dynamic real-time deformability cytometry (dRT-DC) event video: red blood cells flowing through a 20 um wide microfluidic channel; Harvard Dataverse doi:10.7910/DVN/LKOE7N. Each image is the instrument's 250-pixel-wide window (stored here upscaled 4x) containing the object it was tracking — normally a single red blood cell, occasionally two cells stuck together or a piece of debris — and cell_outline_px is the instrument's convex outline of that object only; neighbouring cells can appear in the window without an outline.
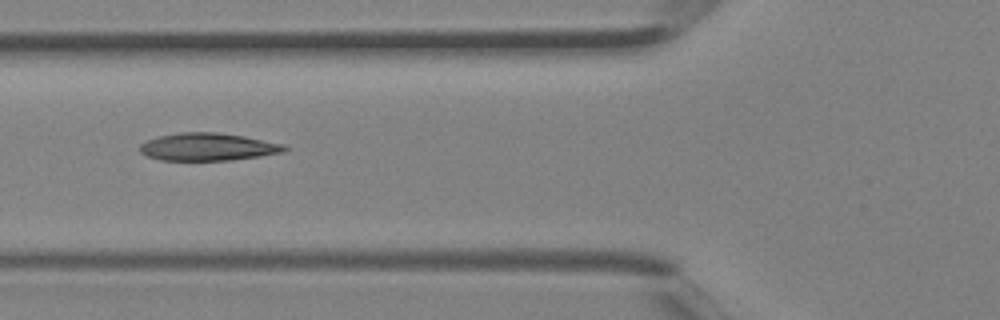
{"species": "Egyptian fruit bat (a non-hibernating species)", "species_latin": "Rousettus aegyptiacus", "temperature_condition": "room temperature", "stored_images_in_passage": 3, "camera_frame_rate_fps": 3000, "um_per_image_px": 0.085, "animal": {"sex": "female"}, "frame": {"image": 1, "passage_image": 3, "time_ms": 0.667, "image_size_px": [1000, 320], "cell_outline_px": [[288, 148], [284, 152], [260, 156], [232, 160], [160, 160], [148, 156], [140, 152], [140, 144], [156, 136], [180, 132], [216, 132], [244, 136], [288, 144]], "centroid_in_image_um": [17.71, 12.48], "position_along_channel_um": 108.1, "area_um2": 23.47}}